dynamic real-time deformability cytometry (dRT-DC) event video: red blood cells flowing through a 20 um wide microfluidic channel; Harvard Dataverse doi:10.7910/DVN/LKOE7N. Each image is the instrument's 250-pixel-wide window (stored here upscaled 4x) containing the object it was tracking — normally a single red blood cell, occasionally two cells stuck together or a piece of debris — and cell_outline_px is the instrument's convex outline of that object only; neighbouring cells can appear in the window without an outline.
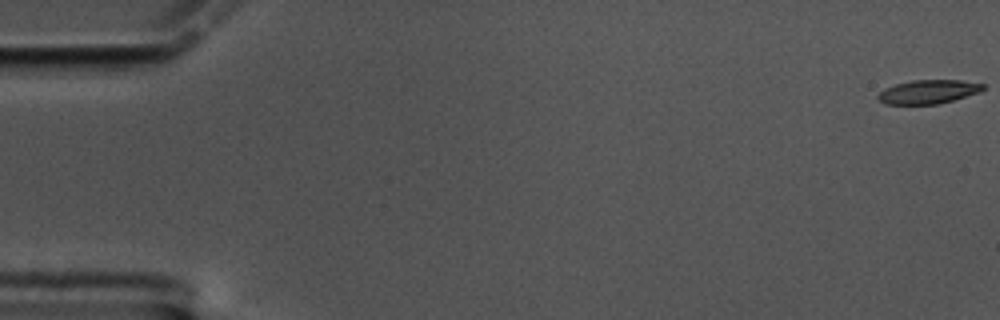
{"species": "common noctule bat (a hibernating species)", "species_latin": "Nyctalus noctula", "temperature_condition": "cold", "stored_images_in_passage": 60, "camera_frame_rate_fps": 3000, "um_per_image_px": 0.085, "animal": {"sex": "male", "body_mass_g": 17.5, "forearm_length_mm": 52.3}, "frame": {"image": 1, "passage_image": 1, "time_ms": 0.0, "image_size_px": [1000, 320], "cell_outline_px": [[984, 88], [980, 92], [952, 100], [936, 104], [884, 104], [876, 96], [884, 88], [896, 84], [912, 80], [960, 80], [984, 84]], "centroid_in_image_um": [78.88, 7.8], "position_along_channel_um": 6.1, "area_um2": 14.45}}
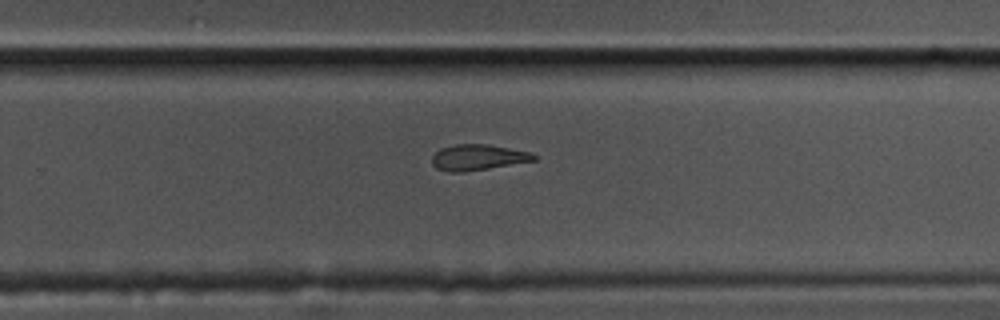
{"frame": {"image": 2, "passage_image": 39, "time_ms": 12.667, "image_size_px": [1000, 320], "cell_outline_px": [[536, 160], [464, 172], [448, 172], [436, 168], [432, 164], [432, 156], [440, 148], [456, 144], [488, 144], [532, 152], [536, 156]], "centroid_in_image_um": [40.6, 13.37], "position_along_channel_um": 289.2, "area_um2": 15.32}}
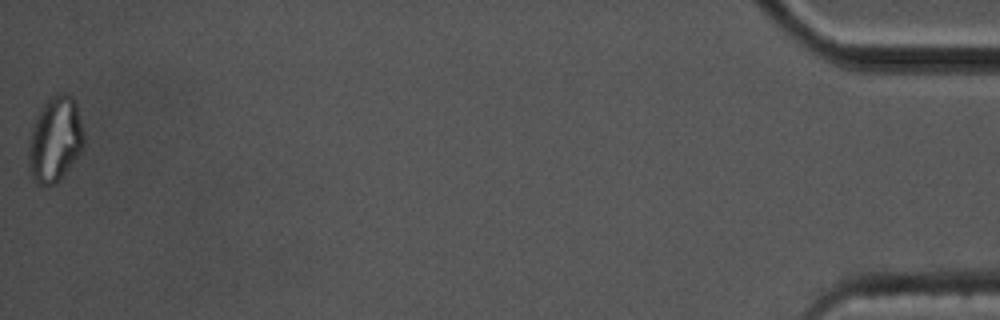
{"frame": {"image": 3, "passage_image": 60, "time_ms": 19.667, "image_size_px": [1000, 320], "cell_outline_px": [[84, 148], [56, 184], [48, 188], [44, 188], [36, 184], [32, 180], [28, 164], [28, 148], [32, 128], [36, 116], [44, 104], [56, 92], [64, 92], [72, 96], [76, 104], [84, 136]], "centroid_in_image_um": [4.66, 11.91], "position_along_channel_um": 430.5, "area_um2": 27.8}, "authors_computed_cell_mechanics": {"area_um2": 15.8661, "velocity_mm_per_s": 3.4057, "shape_relaxation_time_tau1_ms": null, "shape_relaxation_time_tau2_ms": 3.0988, "deformation_change_tau1": null, "deformation_change_tau2": 0.1087}}